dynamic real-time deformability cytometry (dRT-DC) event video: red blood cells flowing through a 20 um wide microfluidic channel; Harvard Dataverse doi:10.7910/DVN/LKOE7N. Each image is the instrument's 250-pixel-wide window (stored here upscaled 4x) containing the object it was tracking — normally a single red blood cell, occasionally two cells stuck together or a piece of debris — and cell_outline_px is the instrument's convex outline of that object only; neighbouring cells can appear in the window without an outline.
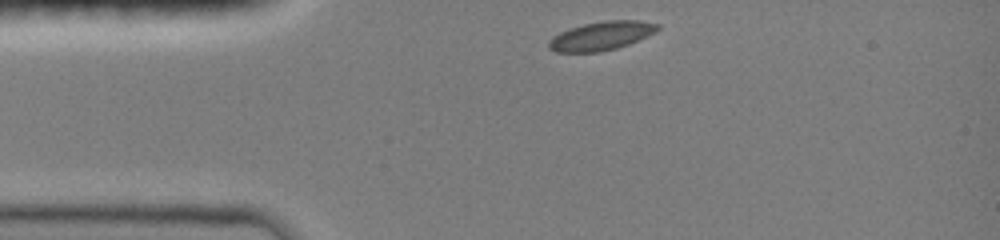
{"species": "common noctule bat (a hibernating species)", "species_latin": "Nyctalus noctula", "temperature_condition": "room temperature", "stored_images_in_passage": 33, "camera_frame_rate_fps": 3000, "um_per_image_px": 0.085, "animal": {"sex": "female", "body_mass_g": 19.0, "forearm_length_mm": 51.5}, "frame": {"image": 1, "passage_image": 1, "time_ms": 0.0, "image_size_px": [1000, 240], "cell_outline_px": [[660, 28], [656, 32], [628, 44], [616, 48], [600, 52], [556, 52], [548, 48], [548, 40], [552, 36], [560, 32], [584, 24], [604, 20], [640, 20], [660, 24]], "centroid_in_image_um": [51.11, 3.04], "position_along_channel_um": 33.9, "area_um2": 18.26}}
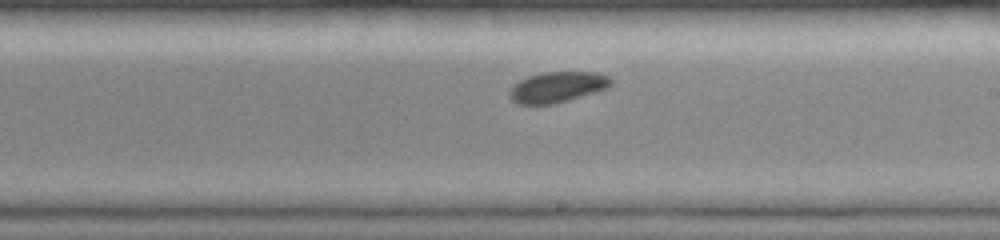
{"frame": {"image": 2, "passage_image": 19, "time_ms": 6.0, "image_size_px": [1000, 240], "cell_outline_px": [[612, 84], [608, 88], [556, 104], [516, 104], [508, 96], [508, 92], [512, 84], [528, 76], [540, 72], [596, 72], [608, 76], [612, 80]], "centroid_in_image_um": [47.34, 7.4], "position_along_channel_um": 241.7, "area_um2": 18.38}}
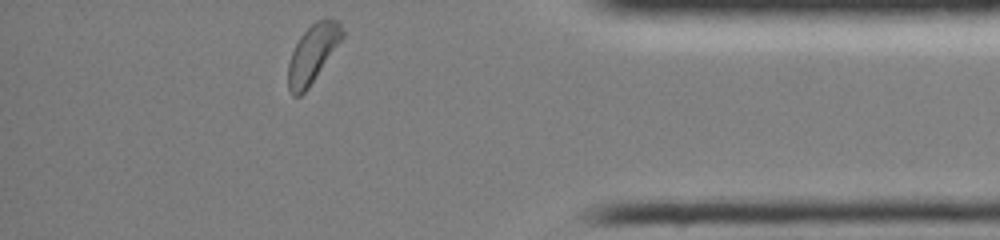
{"frame": {"image": 3, "passage_image": 33, "time_ms": 10.667, "image_size_px": [1000, 240], "cell_outline_px": [[344, 36], [308, 88], [300, 96], [292, 96], [288, 88], [288, 64], [292, 52], [300, 36], [316, 20], [324, 16], [328, 16], [336, 20], [340, 24], [344, 32]], "centroid_in_image_um": [26.58, 4.53], "position_along_channel_um": 408.6, "area_um2": 18.21}, "authors_computed_cell_mechanics": {"area_um2": 18.207, "velocity_mm_per_s": 3.9646, "shape_relaxation_time_tau1_ms": 2.2394, "shape_relaxation_time_tau2_ms": null, "deformation_change_tau1": 0.0393, "deformation_change_tau2": null}}